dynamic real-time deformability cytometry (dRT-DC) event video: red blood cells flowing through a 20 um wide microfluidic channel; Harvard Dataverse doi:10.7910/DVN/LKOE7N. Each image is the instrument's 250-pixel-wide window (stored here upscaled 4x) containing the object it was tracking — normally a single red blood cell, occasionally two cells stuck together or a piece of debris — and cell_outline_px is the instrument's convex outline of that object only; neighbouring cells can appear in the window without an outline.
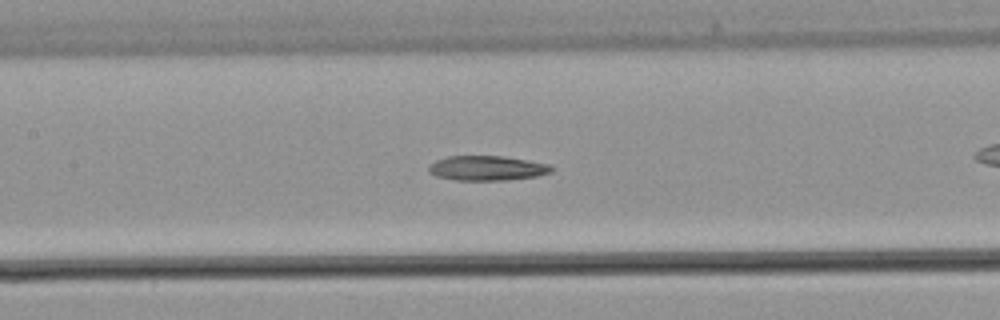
{"species": "common noctule bat (a hibernating species)", "species_latin": "Nyctalus noctula", "temperature_condition": "warm", "stored_images_in_passage": 28, "camera_frame_rate_fps": 3000, "um_per_image_px": 0.085, "animal": {"sex": "male", "body_mass_g": 21.5, "forearm_length_mm": 52.0}, "frame": {"image": 1, "passage_image": 13, "time_ms": 4.0, "image_size_px": [1000, 320], "cell_outline_px": [[552, 172], [536, 176], [508, 180], [456, 180], [436, 176], [428, 172], [428, 168], [436, 160], [448, 156], [504, 156], [528, 160], [548, 164], [552, 168]], "centroid_in_image_um": [41.39, 14.29], "position_along_channel_um": 166.0, "area_um2": 17.63}}
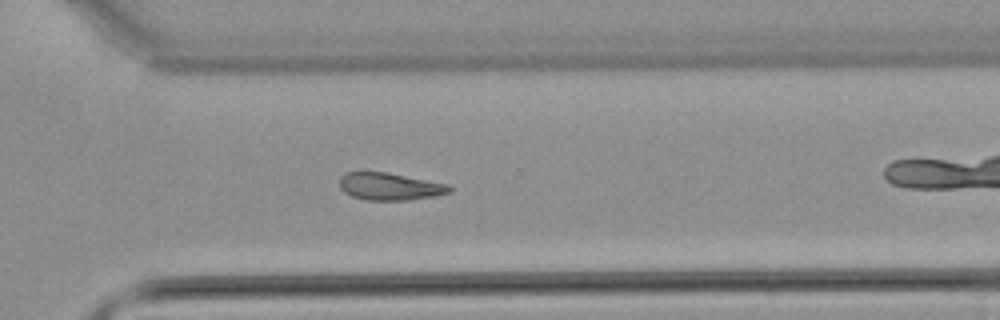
{"frame": {"image": 2, "passage_image": 24, "time_ms": 7.667, "image_size_px": [1000, 320], "cell_outline_px": [[452, 192], [432, 196], [408, 200], [368, 200], [352, 196], [344, 192], [340, 188], [340, 176], [344, 172], [388, 172], [448, 184], [452, 188]], "centroid_in_image_um": [33.12, 15.84], "position_along_channel_um": 337.5, "area_um2": 17.51}}